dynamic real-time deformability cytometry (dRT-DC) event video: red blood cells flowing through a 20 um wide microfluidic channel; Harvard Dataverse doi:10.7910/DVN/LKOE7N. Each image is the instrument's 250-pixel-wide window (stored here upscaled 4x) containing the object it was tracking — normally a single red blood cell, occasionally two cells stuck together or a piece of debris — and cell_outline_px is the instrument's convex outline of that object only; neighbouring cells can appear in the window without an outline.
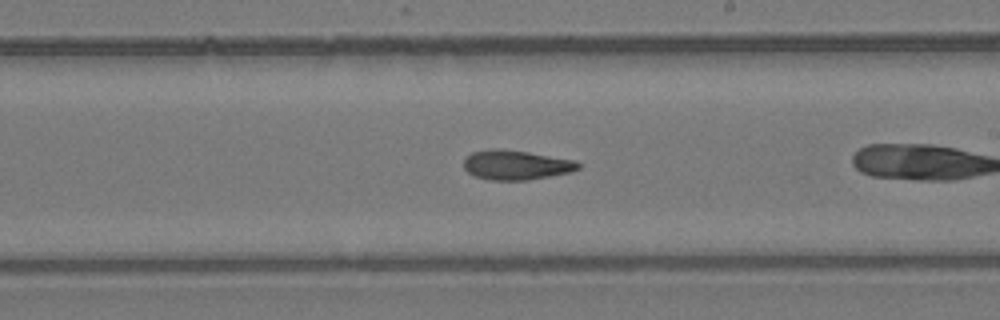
{"species": "common noctule bat (a hibernating species)", "species_latin": "Nyctalus noctula", "temperature_condition": "room temperature", "stored_images_in_passage": 21, "camera_frame_rate_fps": 3000, "um_per_image_px": 0.085, "animal": {"sex": "female", "body_mass_g": 24.6, "forearm_length_mm": 56.2}, "frame": {"image": 1, "passage_image": 12, "time_ms": 3.667, "image_size_px": [1000, 320], "cell_outline_px": [[580, 168], [572, 172], [528, 180], [488, 180], [476, 176], [468, 172], [464, 168], [464, 160], [472, 152], [492, 148], [496, 148], [528, 152], [576, 160], [580, 164]], "centroid_in_image_um": [43.89, 14.02], "position_along_channel_um": 245.1, "area_um2": 19.77}}